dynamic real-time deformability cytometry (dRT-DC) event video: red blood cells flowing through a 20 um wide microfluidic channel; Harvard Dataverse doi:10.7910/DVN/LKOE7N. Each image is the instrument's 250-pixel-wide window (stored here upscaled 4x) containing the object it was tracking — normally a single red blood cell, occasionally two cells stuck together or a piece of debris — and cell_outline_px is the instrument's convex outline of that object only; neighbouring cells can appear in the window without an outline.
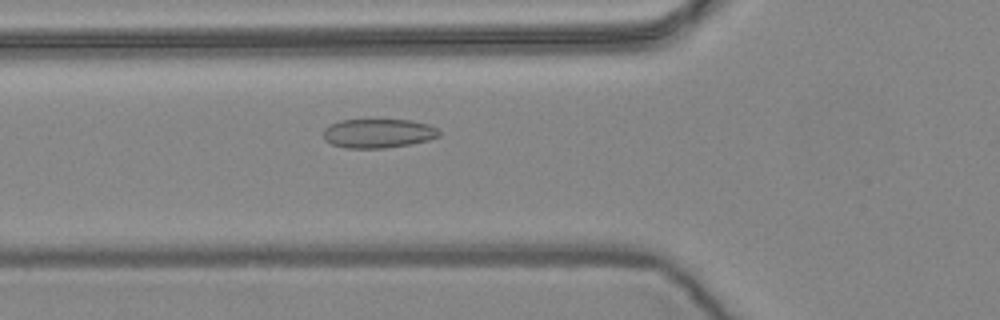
{"species": "common noctule bat (a hibernating species)", "species_latin": "Nyctalus noctula", "temperature_condition": "warm", "stored_images_in_passage": 54, "camera_frame_rate_fps": 3000, "um_per_image_px": 0.085, "animal": {"sex": "female", "body_mass_g": 24.6, "forearm_length_mm": 56.2}, "frame": {"image": 1, "passage_image": 17, "time_ms": 5.333, "image_size_px": [1000, 320], "cell_outline_px": [[440, 136], [428, 140], [408, 144], [384, 148], [344, 148], [332, 144], [324, 140], [324, 128], [328, 124], [340, 120], [412, 120], [428, 124], [436, 128], [440, 132]], "centroid_in_image_um": [32.12, 11.33], "position_along_channel_um": 93.7, "area_um2": 19.65}}
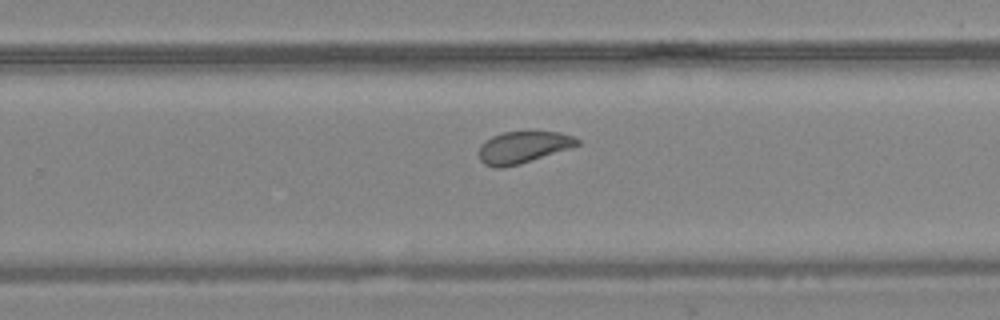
{"frame": {"image": 2, "passage_image": 33, "time_ms": 10.667, "image_size_px": [1000, 320], "cell_outline_px": [[580, 144], [520, 164], [504, 168], [496, 168], [484, 164], [480, 160], [480, 144], [484, 140], [492, 136], [504, 132], [560, 132], [572, 136], [580, 140]], "centroid_in_image_um": [44.42, 12.52], "position_along_channel_um": 285.4, "area_um2": 18.03}}
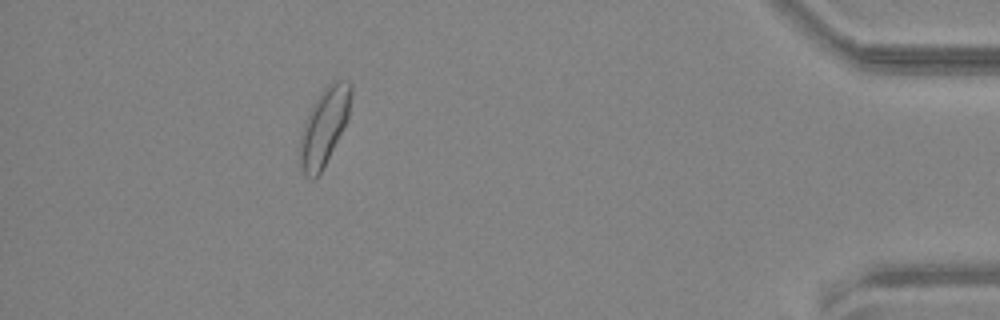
{"frame": {"image": 3, "passage_image": 48, "time_ms": 15.667, "image_size_px": [1000, 320], "cell_outline_px": [[352, 96], [348, 116], [344, 128], [316, 180], [312, 180], [304, 176], [300, 172], [300, 132], [308, 112], [312, 104], [320, 92], [332, 80], [348, 80], [352, 84]], "centroid_in_image_um": [27.54, 10.76], "position_along_channel_um": 407.7, "area_um2": 23.35}, "authors_computed_cell_mechanics": {"area_um2": 20.2878, "velocity_mm_per_s": 3.5892, "shape_relaxation_time_tau1_ms": 6.7006, "shape_relaxation_time_tau2_ms": 1.6954, "deformation_change_tau1": 0.111, "deformation_change_tau2": 0.0614}}